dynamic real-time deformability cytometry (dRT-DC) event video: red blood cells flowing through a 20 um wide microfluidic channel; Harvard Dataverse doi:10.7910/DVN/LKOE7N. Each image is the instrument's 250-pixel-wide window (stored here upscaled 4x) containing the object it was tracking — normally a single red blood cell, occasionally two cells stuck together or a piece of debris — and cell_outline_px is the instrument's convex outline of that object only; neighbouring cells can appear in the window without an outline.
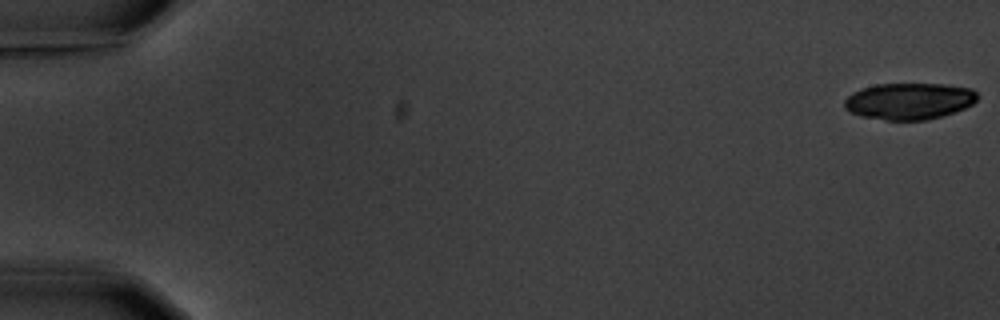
{"species": "common noctule bat (a hibernating species)", "species_latin": "Nyctalus noctula", "temperature_condition": "warm", "stored_images_in_passage": 7, "camera_frame_rate_fps": 3000, "um_per_image_px": 0.085, "animal": {"sex": "male", "body_mass_g": 20.1, "forearm_length_mm": 53.5}, "frame": {"image": 1, "passage_image": 1, "time_ms": 0.0, "image_size_px": [1000, 320], "cell_outline_px": [[976, 100], [972, 104], [964, 108], [928, 120], [884, 120], [860, 116], [844, 108], [844, 100], [852, 92], [860, 88], [876, 84], [944, 84], [972, 88], [976, 92]], "centroid_in_image_um": [77.24, 8.59], "position_along_channel_um": 7.8, "area_um2": 28.32}}
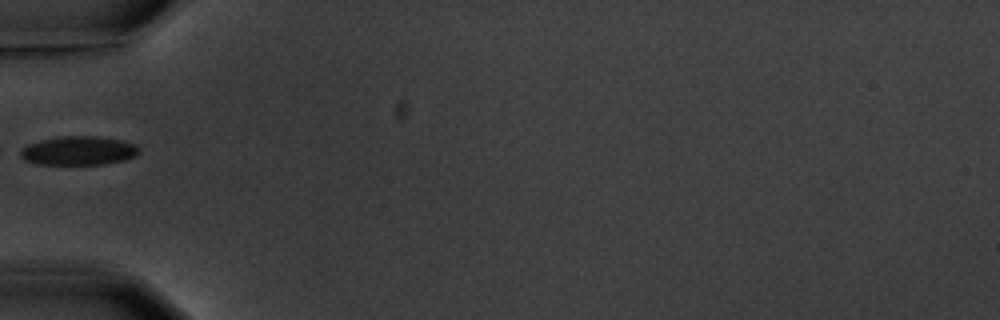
{"frame": {"image": 2, "passage_image": 6, "time_ms": 6.667, "image_size_px": [1000, 320], "cell_outline_px": [[140, 152], [136, 156], [124, 160], [104, 164], [36, 164], [24, 160], [20, 156], [20, 148], [28, 144], [40, 140], [64, 136], [96, 136], [120, 140], [136, 144], [140, 148]], "centroid_in_image_um": [6.68, 12.81], "position_along_channel_um": 78.3, "area_um2": 20.06}}